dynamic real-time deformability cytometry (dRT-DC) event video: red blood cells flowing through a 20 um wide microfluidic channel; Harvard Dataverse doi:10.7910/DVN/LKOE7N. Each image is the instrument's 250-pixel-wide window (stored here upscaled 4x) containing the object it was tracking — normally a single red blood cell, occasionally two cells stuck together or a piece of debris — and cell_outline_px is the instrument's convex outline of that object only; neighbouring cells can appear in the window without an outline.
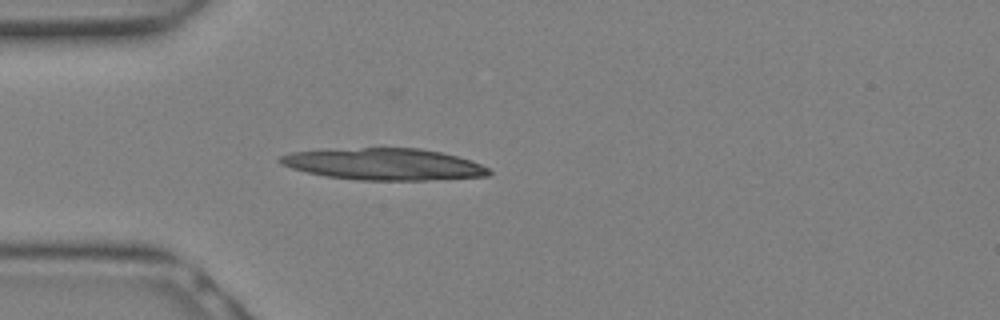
{"species": "Egyptian fruit bat (a non-hibernating species)", "species_latin": "Rousettus aegyptiacus", "temperature_condition": "warm", "stored_images_in_passage": 3, "camera_frame_rate_fps": 3000, "um_per_image_px": 0.085, "animal": {"sex": "female"}, "frame": {"image": 1, "passage_image": 1, "time_ms": 0.0, "image_size_px": [1000, 320], "cell_outline_px": [[492, 172], [488, 176], [424, 180], [360, 180], [328, 176], [308, 172], [292, 168], [280, 164], [276, 160], [280, 156], [292, 152], [328, 148], [420, 148], [440, 152], [472, 160], [488, 168]], "centroid_in_image_um": [32.6, 13.94], "position_along_channel_um": 52.4, "area_um2": 38.67}}